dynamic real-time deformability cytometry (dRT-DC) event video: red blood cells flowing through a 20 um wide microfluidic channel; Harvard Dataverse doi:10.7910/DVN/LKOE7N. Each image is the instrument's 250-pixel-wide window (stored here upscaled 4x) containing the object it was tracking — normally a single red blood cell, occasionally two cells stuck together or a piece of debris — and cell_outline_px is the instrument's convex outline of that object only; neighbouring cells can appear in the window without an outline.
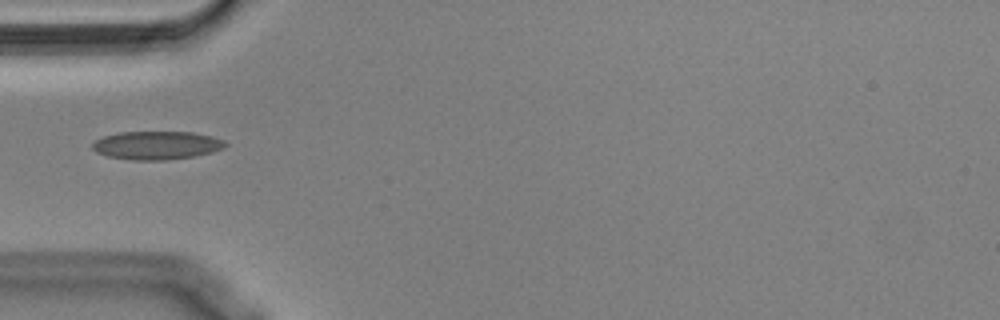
{"species": "Egyptian fruit bat (a non-hibernating species)", "species_latin": "Rousettus aegyptiacus", "temperature_condition": "cold", "stored_images_in_passage": 33, "camera_frame_rate_fps": 3000, "um_per_image_px": 0.085, "animal": {"sex": "male"}, "frame": {"image": 1, "passage_image": 1, "time_ms": 0.0, "image_size_px": [1000, 320], "cell_outline_px": [[228, 144], [224, 148], [212, 152], [192, 156], [164, 160], [132, 160], [108, 156], [96, 152], [92, 148], [92, 144], [96, 140], [104, 136], [120, 132], [192, 132], [212, 136], [224, 140]], "centroid_in_image_um": [13.33, 12.35], "position_along_channel_um": 71.7, "area_um2": 21.85}}
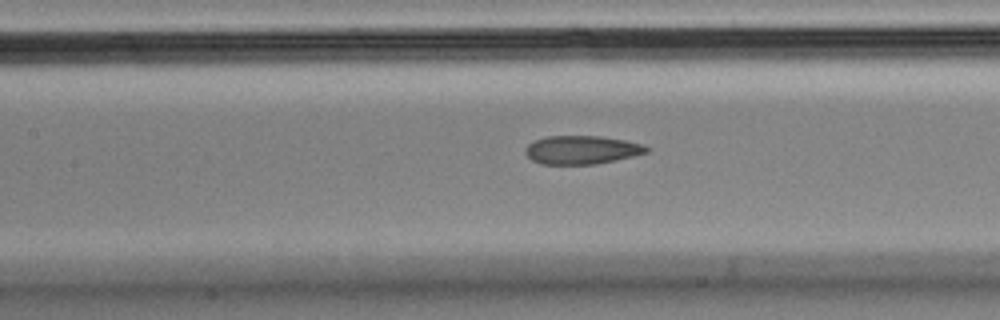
{"frame": {"image": 2, "passage_image": 8, "time_ms": 2.333, "image_size_px": [1000, 320], "cell_outline_px": [[652, 148], [648, 152], [632, 156], [596, 164], [540, 164], [532, 160], [524, 152], [524, 148], [528, 144], [536, 140], [548, 136], [600, 136], [624, 140], [644, 144]], "centroid_in_image_um": [49.45, 12.74], "position_along_channel_um": 157.9, "area_um2": 20.11}}
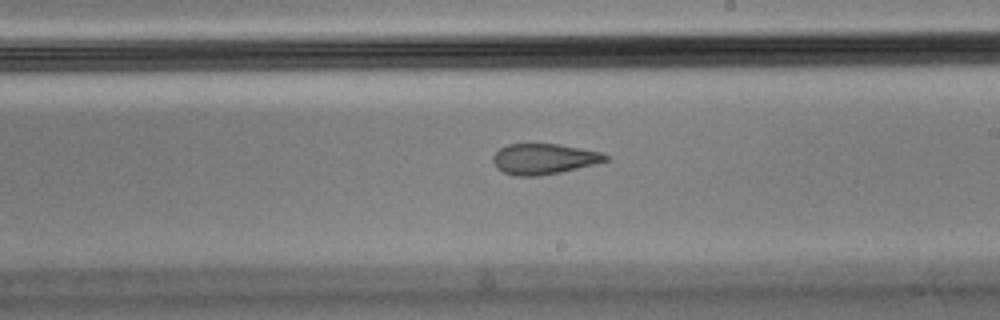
{"frame": {"image": 3, "passage_image": 15, "time_ms": 4.667, "image_size_px": [1000, 320], "cell_outline_px": [[612, 160], [596, 164], [560, 172], [536, 176], [516, 176], [504, 172], [496, 168], [492, 160], [492, 156], [500, 148], [508, 144], [560, 144], [600, 152], [612, 156]], "centroid_in_image_um": [46.27, 13.51], "position_along_channel_um": 242.7, "area_um2": 20.23}}